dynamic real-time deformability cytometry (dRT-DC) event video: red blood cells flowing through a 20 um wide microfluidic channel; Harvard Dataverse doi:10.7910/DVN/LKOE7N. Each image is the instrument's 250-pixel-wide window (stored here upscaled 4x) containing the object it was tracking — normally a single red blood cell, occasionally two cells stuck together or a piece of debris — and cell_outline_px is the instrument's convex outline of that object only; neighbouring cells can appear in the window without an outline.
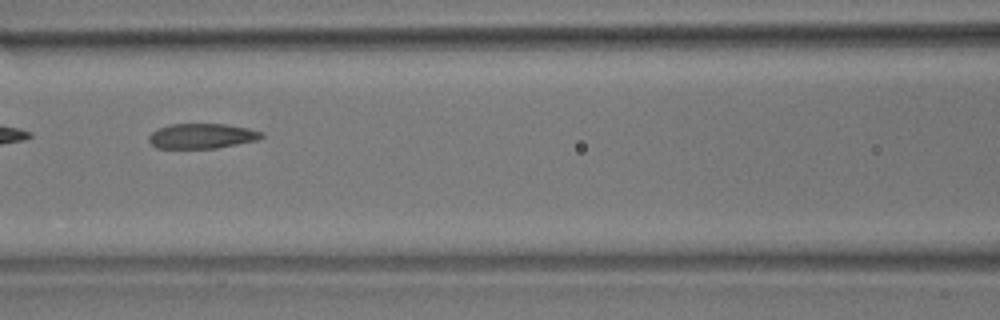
{"species": "common noctule bat (a hibernating species)", "species_latin": "Nyctalus noctula", "temperature_condition": "room temperature", "stored_images_in_passage": 6, "camera_frame_rate_fps": 3000, "um_per_image_px": 0.085, "animal": {"sex": "male", "body_mass_g": 17.9}, "frame": {"image": 1, "passage_image": 6, "time_ms": 6.0, "image_size_px": [1000, 320], "cell_outline_px": [[264, 136], [256, 140], [216, 148], [156, 148], [148, 140], [148, 136], [156, 128], [172, 124], [224, 124], [248, 128], [264, 132]], "centroid_in_image_um": [17.13, 11.55], "position_along_channel_um": 149.5, "area_um2": 16.42}}